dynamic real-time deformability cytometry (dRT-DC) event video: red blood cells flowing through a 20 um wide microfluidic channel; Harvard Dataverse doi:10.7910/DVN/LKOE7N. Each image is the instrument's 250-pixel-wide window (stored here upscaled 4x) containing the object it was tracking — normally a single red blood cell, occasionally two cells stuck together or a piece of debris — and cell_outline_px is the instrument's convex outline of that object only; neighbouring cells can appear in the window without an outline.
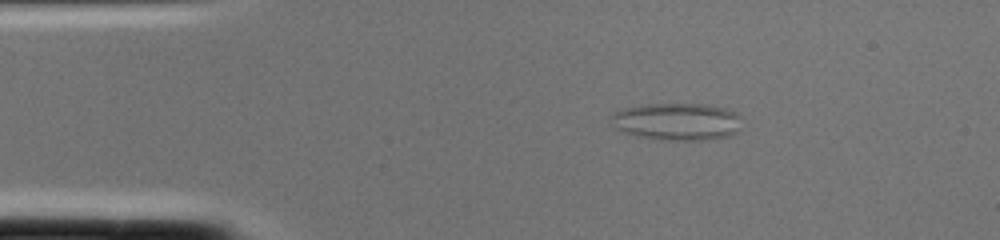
{"species": "common noctule bat (a hibernating species)", "species_latin": "Nyctalus noctula", "temperature_condition": "cold", "stored_images_in_passage": 2, "camera_frame_rate_fps": 3000, "um_per_image_px": 0.085, "animal": {"sex": "female", "body_mass_g": 22.0, "forearm_length_mm": 56.7}, "frame": {"image": 1, "passage_image": 2, "time_ms": 0.333, "image_size_px": [1000, 240], "cell_outline_px": [[740, 132], [732, 136], [708, 140], [664, 140], [636, 136], [624, 132], [616, 128], [612, 116], [612, 112], [624, 108], [640, 104], [708, 104], [724, 108], [736, 112], [740, 116]], "centroid_in_image_um": [57.6, 10.34], "position_along_channel_um": 27.4, "area_um2": 28.78}}